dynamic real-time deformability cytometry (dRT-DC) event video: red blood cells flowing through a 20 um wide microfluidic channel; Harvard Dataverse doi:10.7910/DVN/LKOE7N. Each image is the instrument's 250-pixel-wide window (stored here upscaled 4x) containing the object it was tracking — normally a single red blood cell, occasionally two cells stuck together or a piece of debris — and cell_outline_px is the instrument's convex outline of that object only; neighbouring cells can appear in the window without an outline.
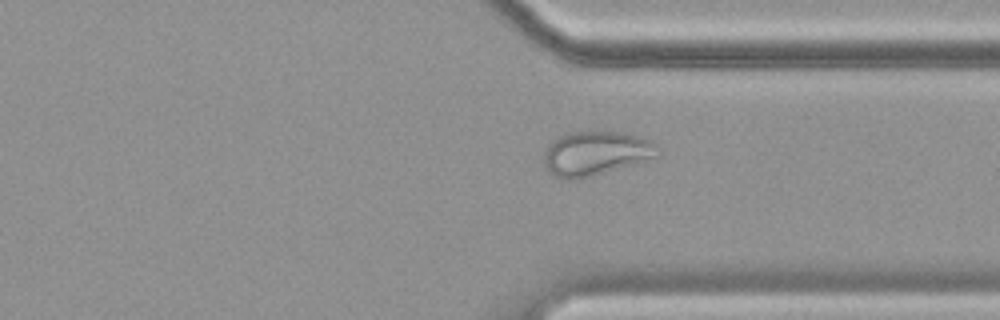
{"species": "common noctule bat (a hibernating species)", "species_latin": "Nyctalus noctula", "temperature_condition": "cold", "stored_images_in_passage": 48, "camera_frame_rate_fps": 3000, "um_per_image_px": 0.085, "animal": {"sex": "female", "body_mass_g": 19.9}, "frame": {"image": 1, "passage_image": 35, "time_ms": 11.333, "image_size_px": [1000, 320], "cell_outline_px": [[660, 156], [588, 176], [572, 180], [556, 176], [544, 164], [544, 152], [552, 140], [560, 136], [572, 132], [588, 128], [624, 132], [648, 140], [656, 144]], "centroid_in_image_um": [50.63, 12.96], "position_along_channel_um": 360.8, "area_um2": 29.25}}
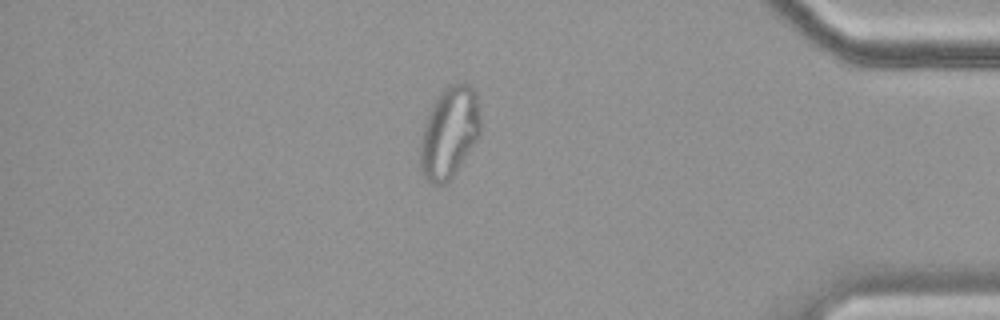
{"frame": {"image": 2, "passage_image": 41, "time_ms": 13.333, "image_size_px": [1000, 320], "cell_outline_px": [[480, 136], [448, 184], [432, 184], [424, 176], [420, 168], [420, 144], [424, 124], [432, 104], [440, 92], [448, 84], [460, 80], [468, 80], [476, 92], [480, 116]], "centroid_in_image_um": [38.21, 11.22], "position_along_channel_um": 397.0, "area_um2": 32.71}, "authors_computed_cell_mechanics": {"area_um2": 28.2353, "velocity_mm_per_s": 3.4834, "shape_relaxation_time_tau1_ms": null, "shape_relaxation_time_tau2_ms": 1.0139, "deformation_change_tau1": null, "deformation_change_tau2": 0.0721}}